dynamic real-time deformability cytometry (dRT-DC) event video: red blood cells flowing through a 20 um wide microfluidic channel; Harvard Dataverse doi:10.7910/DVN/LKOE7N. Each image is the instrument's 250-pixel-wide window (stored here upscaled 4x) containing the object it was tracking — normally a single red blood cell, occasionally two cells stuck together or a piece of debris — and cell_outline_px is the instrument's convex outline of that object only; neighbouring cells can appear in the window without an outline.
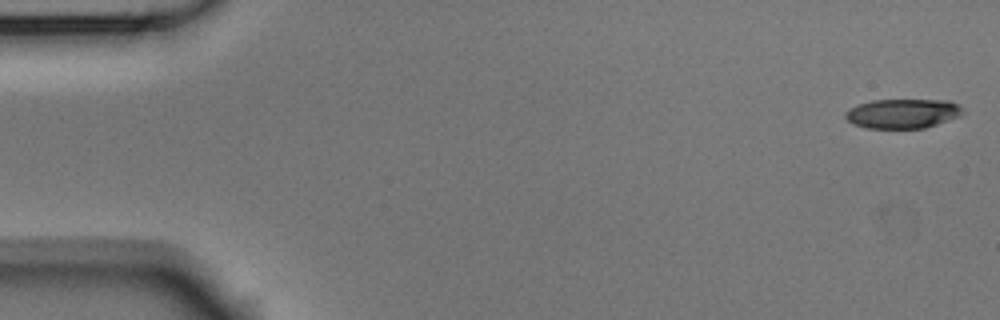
{"species": "Egyptian fruit bat (a non-hibernating species)", "species_latin": "Rousettus aegyptiacus", "temperature_condition": "room temperature", "stored_images_in_passage": 3, "camera_frame_rate_fps": 3000, "um_per_image_px": 0.085, "animal": {"sex": "male"}, "frame": {"image": 1, "passage_image": 1, "time_ms": 0.0, "image_size_px": [1000, 320], "cell_outline_px": [[964, 112], [960, 116], [924, 128], [864, 128], [852, 124], [844, 116], [844, 112], [860, 104], [872, 100], [948, 100], [960, 104], [964, 108]], "centroid_in_image_um": [76.75, 9.65], "position_along_channel_um": 8.2, "area_um2": 20.23}}